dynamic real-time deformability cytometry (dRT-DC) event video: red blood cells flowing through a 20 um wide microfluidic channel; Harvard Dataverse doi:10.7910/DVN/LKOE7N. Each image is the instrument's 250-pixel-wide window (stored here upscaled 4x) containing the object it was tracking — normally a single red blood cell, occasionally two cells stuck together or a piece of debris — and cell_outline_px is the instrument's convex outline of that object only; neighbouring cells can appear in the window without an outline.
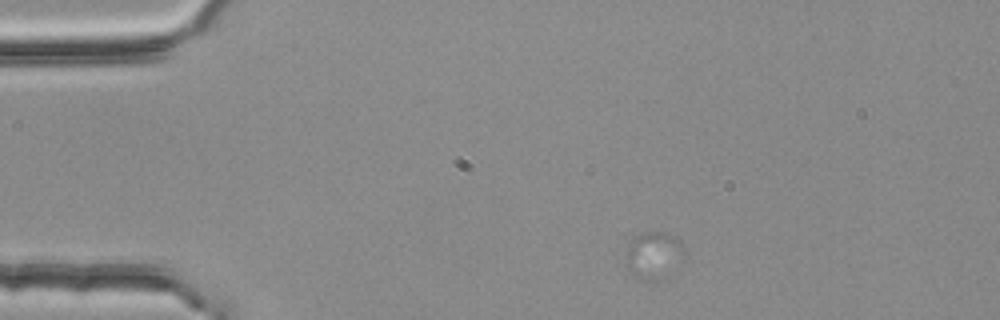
{"species": "common noctule bat (a hibernating species)", "species_latin": "Nyctalus noctula", "temperature_condition": "room temperature", "stored_images_in_passage": 46, "camera_frame_rate_fps": 3000, "um_per_image_px": 0.085, "animal": {"sex": "female", "body_mass_g": 25.1}, "frame": {"image": 1, "passage_image": 1, "time_ms": 0.0, "image_size_px": [1000, 320], "cell_outline_px": [[684, 264], [648, 280], [644, 280], [636, 276], [632, 272], [628, 256], [628, 248], [632, 236], [644, 232], [668, 232], [676, 236], [680, 240], [684, 256]], "centroid_in_image_um": [55.64, 21.6], "position_along_channel_um": 29.4, "area_um2": 15.37}}